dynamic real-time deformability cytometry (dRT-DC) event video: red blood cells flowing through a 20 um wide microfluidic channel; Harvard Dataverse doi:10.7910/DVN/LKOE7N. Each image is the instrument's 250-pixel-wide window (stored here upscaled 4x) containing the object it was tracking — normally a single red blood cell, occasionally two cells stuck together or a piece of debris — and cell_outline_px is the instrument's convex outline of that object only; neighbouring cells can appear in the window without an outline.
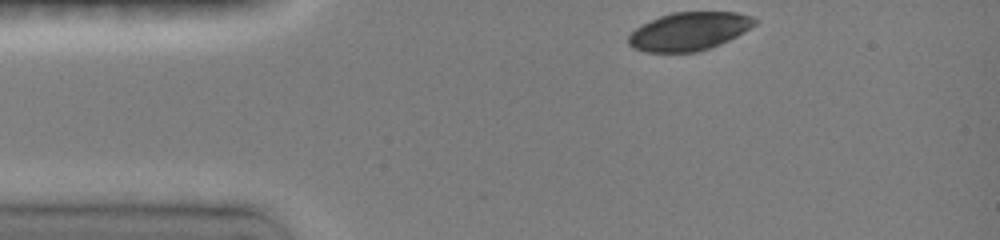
{"species": "common noctule bat (a hibernating species)", "species_latin": "Nyctalus noctula", "temperature_condition": "room temperature", "stored_images_in_passage": 36, "camera_frame_rate_fps": 3000, "um_per_image_px": 0.085, "animal": {"sex": "female", "body_mass_g": 19.0, "forearm_length_mm": 51.5}, "frame": {"image": 1, "passage_image": 1, "time_ms": 0.0, "image_size_px": [1000, 240], "cell_outline_px": [[756, 24], [744, 32], [728, 40], [708, 48], [696, 52], [648, 52], [636, 48], [628, 44], [628, 36], [636, 28], [660, 16], [672, 12], [736, 12], [752, 16], [756, 20]], "centroid_in_image_um": [58.59, 2.65], "position_along_channel_um": 26.4, "area_um2": 27.74}}
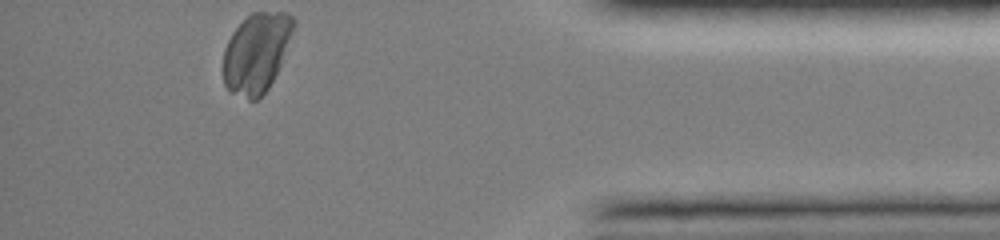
{"frame": {"image": 2, "passage_image": 36, "time_ms": 11.667, "image_size_px": [1000, 240], "cell_outline_px": [[296, 24], [280, 64], [268, 88], [256, 100], [248, 100], [232, 92], [224, 84], [224, 48], [232, 32], [252, 12], [284, 12], [292, 16], [296, 20]], "centroid_in_image_um": [21.8, 4.46], "position_along_channel_um": 413.4, "area_um2": 32.19}}